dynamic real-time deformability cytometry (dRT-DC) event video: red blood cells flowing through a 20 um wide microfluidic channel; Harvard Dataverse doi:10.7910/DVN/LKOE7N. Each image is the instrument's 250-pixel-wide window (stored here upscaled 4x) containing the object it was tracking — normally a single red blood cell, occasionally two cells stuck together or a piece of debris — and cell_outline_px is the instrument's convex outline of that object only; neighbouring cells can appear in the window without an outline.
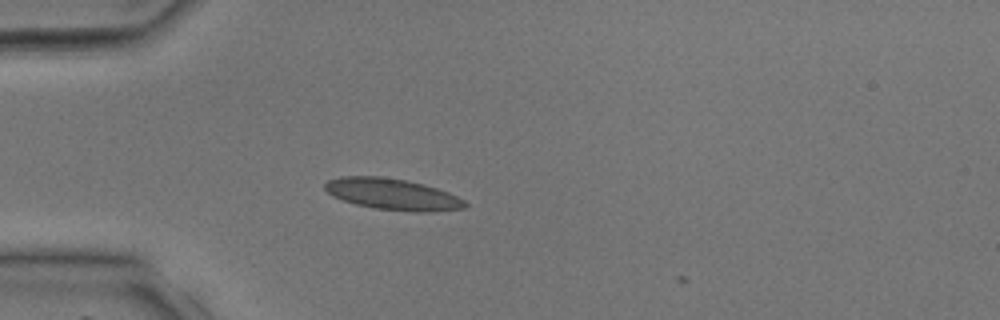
{"species": "common noctule bat (a hibernating species)", "species_latin": "Nyctalus noctula", "temperature_condition": "room temperature", "stored_images_in_passage": 3, "camera_frame_rate_fps": 3000, "um_per_image_px": 0.085, "animal": {"sex": "male", "body_mass_g": 17.9, "forearm_length_mm": 54.2}, "frame": {"image": 1, "passage_image": 2, "time_ms": 0.333, "image_size_px": [1000, 320], "cell_outline_px": [[468, 204], [464, 208], [432, 212], [416, 212], [372, 208], [356, 204], [332, 196], [324, 188], [324, 184], [328, 180], [340, 176], [380, 176], [404, 180], [424, 184], [448, 192], [464, 200]], "centroid_in_image_um": [33.35, 16.51], "position_along_channel_um": 51.6, "area_um2": 25.55}}